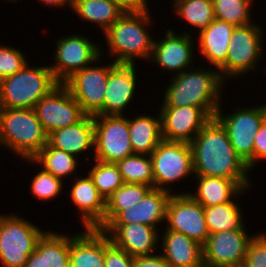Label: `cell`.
<instances>
[{
	"mask_svg": "<svg viewBox=\"0 0 266 267\" xmlns=\"http://www.w3.org/2000/svg\"><path fill=\"white\" fill-rule=\"evenodd\" d=\"M189 144L195 176L234 180L242 189L255 187L249 177L252 171L237 155L225 127L216 117L211 118Z\"/></svg>",
	"mask_w": 266,
	"mask_h": 267,
	"instance_id": "cell-1",
	"label": "cell"
},
{
	"mask_svg": "<svg viewBox=\"0 0 266 267\" xmlns=\"http://www.w3.org/2000/svg\"><path fill=\"white\" fill-rule=\"evenodd\" d=\"M194 65L180 74L171 76L162 93V104L158 107L195 106L201 108L210 118L216 116L224 100L226 83L219 69L211 66ZM207 67V68H206Z\"/></svg>",
	"mask_w": 266,
	"mask_h": 267,
	"instance_id": "cell-2",
	"label": "cell"
},
{
	"mask_svg": "<svg viewBox=\"0 0 266 267\" xmlns=\"http://www.w3.org/2000/svg\"><path fill=\"white\" fill-rule=\"evenodd\" d=\"M151 18H154L151 12H125L103 33L102 45L107 48L108 62L138 64V59L146 63L150 60L155 38L150 34L149 27L155 24Z\"/></svg>",
	"mask_w": 266,
	"mask_h": 267,
	"instance_id": "cell-3",
	"label": "cell"
},
{
	"mask_svg": "<svg viewBox=\"0 0 266 267\" xmlns=\"http://www.w3.org/2000/svg\"><path fill=\"white\" fill-rule=\"evenodd\" d=\"M47 143L34 109L0 108V147L5 151L22 160L33 159Z\"/></svg>",
	"mask_w": 266,
	"mask_h": 267,
	"instance_id": "cell-4",
	"label": "cell"
},
{
	"mask_svg": "<svg viewBox=\"0 0 266 267\" xmlns=\"http://www.w3.org/2000/svg\"><path fill=\"white\" fill-rule=\"evenodd\" d=\"M60 83L48 65L31 66L0 80V108H30Z\"/></svg>",
	"mask_w": 266,
	"mask_h": 267,
	"instance_id": "cell-5",
	"label": "cell"
},
{
	"mask_svg": "<svg viewBox=\"0 0 266 267\" xmlns=\"http://www.w3.org/2000/svg\"><path fill=\"white\" fill-rule=\"evenodd\" d=\"M263 29L259 22L234 28L226 61L218 68L225 82H234L235 78H243L248 72L259 70L261 60H264L263 54L266 55Z\"/></svg>",
	"mask_w": 266,
	"mask_h": 267,
	"instance_id": "cell-6",
	"label": "cell"
},
{
	"mask_svg": "<svg viewBox=\"0 0 266 267\" xmlns=\"http://www.w3.org/2000/svg\"><path fill=\"white\" fill-rule=\"evenodd\" d=\"M46 230L17 213L0 214V264L2 267H25Z\"/></svg>",
	"mask_w": 266,
	"mask_h": 267,
	"instance_id": "cell-7",
	"label": "cell"
},
{
	"mask_svg": "<svg viewBox=\"0 0 266 267\" xmlns=\"http://www.w3.org/2000/svg\"><path fill=\"white\" fill-rule=\"evenodd\" d=\"M150 157L154 188L177 194L178 189L175 192L173 188L175 183L185 182L192 176L195 180L192 150L189 143L162 140Z\"/></svg>",
	"mask_w": 266,
	"mask_h": 267,
	"instance_id": "cell-8",
	"label": "cell"
},
{
	"mask_svg": "<svg viewBox=\"0 0 266 267\" xmlns=\"http://www.w3.org/2000/svg\"><path fill=\"white\" fill-rule=\"evenodd\" d=\"M223 103L220 104L215 117L225 127L237 155L253 171L254 137L264 121V103L239 107L236 104L235 110L227 112L228 114L222 109Z\"/></svg>",
	"mask_w": 266,
	"mask_h": 267,
	"instance_id": "cell-9",
	"label": "cell"
},
{
	"mask_svg": "<svg viewBox=\"0 0 266 267\" xmlns=\"http://www.w3.org/2000/svg\"><path fill=\"white\" fill-rule=\"evenodd\" d=\"M103 47L100 45L98 59L90 66L75 72L63 83L86 115H104V96L109 70L116 63L112 61L104 65L100 63V61L107 60L104 59Z\"/></svg>",
	"mask_w": 266,
	"mask_h": 267,
	"instance_id": "cell-10",
	"label": "cell"
},
{
	"mask_svg": "<svg viewBox=\"0 0 266 267\" xmlns=\"http://www.w3.org/2000/svg\"><path fill=\"white\" fill-rule=\"evenodd\" d=\"M171 27L165 29L161 38H154L152 55L148 63L151 62L152 66L155 63L154 65L157 64L156 67H159L163 74L170 72L172 73L170 75L174 76L194 67L197 47H195L194 33L191 34L189 28L187 31L180 29L181 33H179Z\"/></svg>",
	"mask_w": 266,
	"mask_h": 267,
	"instance_id": "cell-11",
	"label": "cell"
},
{
	"mask_svg": "<svg viewBox=\"0 0 266 267\" xmlns=\"http://www.w3.org/2000/svg\"><path fill=\"white\" fill-rule=\"evenodd\" d=\"M64 35L56 40L52 64L49 65L59 83H64L75 72L90 66L100 57L101 43L78 33ZM88 37V38H87Z\"/></svg>",
	"mask_w": 266,
	"mask_h": 267,
	"instance_id": "cell-12",
	"label": "cell"
},
{
	"mask_svg": "<svg viewBox=\"0 0 266 267\" xmlns=\"http://www.w3.org/2000/svg\"><path fill=\"white\" fill-rule=\"evenodd\" d=\"M130 115L94 116V156L105 163H116L133 155L128 128Z\"/></svg>",
	"mask_w": 266,
	"mask_h": 267,
	"instance_id": "cell-13",
	"label": "cell"
},
{
	"mask_svg": "<svg viewBox=\"0 0 266 267\" xmlns=\"http://www.w3.org/2000/svg\"><path fill=\"white\" fill-rule=\"evenodd\" d=\"M33 109L47 135L57 129L76 124L86 116L63 83L41 98Z\"/></svg>",
	"mask_w": 266,
	"mask_h": 267,
	"instance_id": "cell-14",
	"label": "cell"
},
{
	"mask_svg": "<svg viewBox=\"0 0 266 267\" xmlns=\"http://www.w3.org/2000/svg\"><path fill=\"white\" fill-rule=\"evenodd\" d=\"M247 229L209 234L202 246L204 267H242L250 239Z\"/></svg>",
	"mask_w": 266,
	"mask_h": 267,
	"instance_id": "cell-15",
	"label": "cell"
},
{
	"mask_svg": "<svg viewBox=\"0 0 266 267\" xmlns=\"http://www.w3.org/2000/svg\"><path fill=\"white\" fill-rule=\"evenodd\" d=\"M164 226L168 230L184 234L202 246L209 236L204 207L189 193L171 195Z\"/></svg>",
	"mask_w": 266,
	"mask_h": 267,
	"instance_id": "cell-16",
	"label": "cell"
},
{
	"mask_svg": "<svg viewBox=\"0 0 266 267\" xmlns=\"http://www.w3.org/2000/svg\"><path fill=\"white\" fill-rule=\"evenodd\" d=\"M137 64H115L110 70L104 96V115H126L138 92ZM137 93V94H136ZM125 113V114H124Z\"/></svg>",
	"mask_w": 266,
	"mask_h": 267,
	"instance_id": "cell-17",
	"label": "cell"
},
{
	"mask_svg": "<svg viewBox=\"0 0 266 267\" xmlns=\"http://www.w3.org/2000/svg\"><path fill=\"white\" fill-rule=\"evenodd\" d=\"M162 138L165 141L190 143L211 119L195 106L160 107Z\"/></svg>",
	"mask_w": 266,
	"mask_h": 267,
	"instance_id": "cell-18",
	"label": "cell"
},
{
	"mask_svg": "<svg viewBox=\"0 0 266 267\" xmlns=\"http://www.w3.org/2000/svg\"><path fill=\"white\" fill-rule=\"evenodd\" d=\"M69 186V194L74 209L77 208L79 213V223L82 228L104 229V217L106 211V200L99 193L93 184L90 176L85 173V176L78 175L74 177Z\"/></svg>",
	"mask_w": 266,
	"mask_h": 267,
	"instance_id": "cell-19",
	"label": "cell"
},
{
	"mask_svg": "<svg viewBox=\"0 0 266 267\" xmlns=\"http://www.w3.org/2000/svg\"><path fill=\"white\" fill-rule=\"evenodd\" d=\"M103 231L130 256L158 253L160 231L155 227L141 223L108 224Z\"/></svg>",
	"mask_w": 266,
	"mask_h": 267,
	"instance_id": "cell-20",
	"label": "cell"
},
{
	"mask_svg": "<svg viewBox=\"0 0 266 267\" xmlns=\"http://www.w3.org/2000/svg\"><path fill=\"white\" fill-rule=\"evenodd\" d=\"M171 193L152 188L143 199L132 207L122 210L109 224L141 223L157 228L166 222L168 201Z\"/></svg>",
	"mask_w": 266,
	"mask_h": 267,
	"instance_id": "cell-21",
	"label": "cell"
},
{
	"mask_svg": "<svg viewBox=\"0 0 266 267\" xmlns=\"http://www.w3.org/2000/svg\"><path fill=\"white\" fill-rule=\"evenodd\" d=\"M48 143L59 150L65 151L79 160L85 156L93 159L94 155V116L86 115L76 124L69 125L51 132ZM92 153V157L91 154ZM83 157L80 155H82ZM88 154V155H87Z\"/></svg>",
	"mask_w": 266,
	"mask_h": 267,
	"instance_id": "cell-22",
	"label": "cell"
},
{
	"mask_svg": "<svg viewBox=\"0 0 266 267\" xmlns=\"http://www.w3.org/2000/svg\"><path fill=\"white\" fill-rule=\"evenodd\" d=\"M162 228L159 233L162 250L159 253L171 267H204L201 244L180 232Z\"/></svg>",
	"mask_w": 266,
	"mask_h": 267,
	"instance_id": "cell-23",
	"label": "cell"
},
{
	"mask_svg": "<svg viewBox=\"0 0 266 267\" xmlns=\"http://www.w3.org/2000/svg\"><path fill=\"white\" fill-rule=\"evenodd\" d=\"M69 262L76 267H105V232L83 228L72 234Z\"/></svg>",
	"mask_w": 266,
	"mask_h": 267,
	"instance_id": "cell-24",
	"label": "cell"
},
{
	"mask_svg": "<svg viewBox=\"0 0 266 267\" xmlns=\"http://www.w3.org/2000/svg\"><path fill=\"white\" fill-rule=\"evenodd\" d=\"M235 26L225 21L215 19L200 32L195 39L199 55L209 62V66L219 68L225 61L229 50L231 34Z\"/></svg>",
	"mask_w": 266,
	"mask_h": 267,
	"instance_id": "cell-25",
	"label": "cell"
},
{
	"mask_svg": "<svg viewBox=\"0 0 266 267\" xmlns=\"http://www.w3.org/2000/svg\"><path fill=\"white\" fill-rule=\"evenodd\" d=\"M71 235L49 229L38 240L25 267H67Z\"/></svg>",
	"mask_w": 266,
	"mask_h": 267,
	"instance_id": "cell-26",
	"label": "cell"
},
{
	"mask_svg": "<svg viewBox=\"0 0 266 267\" xmlns=\"http://www.w3.org/2000/svg\"><path fill=\"white\" fill-rule=\"evenodd\" d=\"M137 113L131 118L128 117V128L130 134L131 147L134 154L151 155L163 140L161 116L158 111L155 115Z\"/></svg>",
	"mask_w": 266,
	"mask_h": 267,
	"instance_id": "cell-27",
	"label": "cell"
},
{
	"mask_svg": "<svg viewBox=\"0 0 266 267\" xmlns=\"http://www.w3.org/2000/svg\"><path fill=\"white\" fill-rule=\"evenodd\" d=\"M195 191L182 189L178 194L189 193L203 207L231 202L243 189L234 181L209 176H194Z\"/></svg>",
	"mask_w": 266,
	"mask_h": 267,
	"instance_id": "cell-28",
	"label": "cell"
},
{
	"mask_svg": "<svg viewBox=\"0 0 266 267\" xmlns=\"http://www.w3.org/2000/svg\"><path fill=\"white\" fill-rule=\"evenodd\" d=\"M252 189H243L231 202L216 206L204 207V217L209 234L233 229H247L245 213L242 204H238L240 197ZM243 194V195H241Z\"/></svg>",
	"mask_w": 266,
	"mask_h": 267,
	"instance_id": "cell-29",
	"label": "cell"
},
{
	"mask_svg": "<svg viewBox=\"0 0 266 267\" xmlns=\"http://www.w3.org/2000/svg\"><path fill=\"white\" fill-rule=\"evenodd\" d=\"M71 11L81 22L96 24L102 34L125 13L113 0H78Z\"/></svg>",
	"mask_w": 266,
	"mask_h": 267,
	"instance_id": "cell-30",
	"label": "cell"
},
{
	"mask_svg": "<svg viewBox=\"0 0 266 267\" xmlns=\"http://www.w3.org/2000/svg\"><path fill=\"white\" fill-rule=\"evenodd\" d=\"M33 160L45 171L50 172L63 182L69 178L74 179L72 176L78 175L80 160L65 151L52 147L49 143L40 150Z\"/></svg>",
	"mask_w": 266,
	"mask_h": 267,
	"instance_id": "cell-31",
	"label": "cell"
},
{
	"mask_svg": "<svg viewBox=\"0 0 266 267\" xmlns=\"http://www.w3.org/2000/svg\"><path fill=\"white\" fill-rule=\"evenodd\" d=\"M171 5L172 13L198 32L216 19L212 0H171Z\"/></svg>",
	"mask_w": 266,
	"mask_h": 267,
	"instance_id": "cell-32",
	"label": "cell"
},
{
	"mask_svg": "<svg viewBox=\"0 0 266 267\" xmlns=\"http://www.w3.org/2000/svg\"><path fill=\"white\" fill-rule=\"evenodd\" d=\"M152 189L142 184L124 183L106 199L104 228L122 211L132 207Z\"/></svg>",
	"mask_w": 266,
	"mask_h": 267,
	"instance_id": "cell-33",
	"label": "cell"
},
{
	"mask_svg": "<svg viewBox=\"0 0 266 267\" xmlns=\"http://www.w3.org/2000/svg\"><path fill=\"white\" fill-rule=\"evenodd\" d=\"M116 165L125 183L148 185L154 188L150 155L133 154L117 161Z\"/></svg>",
	"mask_w": 266,
	"mask_h": 267,
	"instance_id": "cell-34",
	"label": "cell"
},
{
	"mask_svg": "<svg viewBox=\"0 0 266 267\" xmlns=\"http://www.w3.org/2000/svg\"><path fill=\"white\" fill-rule=\"evenodd\" d=\"M212 2L215 18L218 20L235 27L256 22L252 13L254 0H212Z\"/></svg>",
	"mask_w": 266,
	"mask_h": 267,
	"instance_id": "cell-35",
	"label": "cell"
},
{
	"mask_svg": "<svg viewBox=\"0 0 266 267\" xmlns=\"http://www.w3.org/2000/svg\"><path fill=\"white\" fill-rule=\"evenodd\" d=\"M90 163V171L88 174L93 181V184L105 200L112 195L125 182L116 163H105L92 159ZM91 165V166H90Z\"/></svg>",
	"mask_w": 266,
	"mask_h": 267,
	"instance_id": "cell-36",
	"label": "cell"
},
{
	"mask_svg": "<svg viewBox=\"0 0 266 267\" xmlns=\"http://www.w3.org/2000/svg\"><path fill=\"white\" fill-rule=\"evenodd\" d=\"M22 161L26 164H30V166L32 165L33 168L34 166L39 168L37 169V171H39H36V174L30 179L31 183L29 184L30 193H32V196L35 197V199L37 198L40 201L49 202L62 195L61 193L65 190V183L61 179L52 175L50 172L45 171L33 159H25Z\"/></svg>",
	"mask_w": 266,
	"mask_h": 267,
	"instance_id": "cell-37",
	"label": "cell"
},
{
	"mask_svg": "<svg viewBox=\"0 0 266 267\" xmlns=\"http://www.w3.org/2000/svg\"><path fill=\"white\" fill-rule=\"evenodd\" d=\"M27 57L18 47L0 44V80L20 71L29 62Z\"/></svg>",
	"mask_w": 266,
	"mask_h": 267,
	"instance_id": "cell-38",
	"label": "cell"
},
{
	"mask_svg": "<svg viewBox=\"0 0 266 267\" xmlns=\"http://www.w3.org/2000/svg\"><path fill=\"white\" fill-rule=\"evenodd\" d=\"M242 267H266V232L254 233Z\"/></svg>",
	"mask_w": 266,
	"mask_h": 267,
	"instance_id": "cell-39",
	"label": "cell"
},
{
	"mask_svg": "<svg viewBox=\"0 0 266 267\" xmlns=\"http://www.w3.org/2000/svg\"><path fill=\"white\" fill-rule=\"evenodd\" d=\"M105 267H134V257L117 247L106 233Z\"/></svg>",
	"mask_w": 266,
	"mask_h": 267,
	"instance_id": "cell-40",
	"label": "cell"
},
{
	"mask_svg": "<svg viewBox=\"0 0 266 267\" xmlns=\"http://www.w3.org/2000/svg\"><path fill=\"white\" fill-rule=\"evenodd\" d=\"M266 160V122L260 125L253 144V171L260 161ZM257 162V163H256Z\"/></svg>",
	"mask_w": 266,
	"mask_h": 267,
	"instance_id": "cell-41",
	"label": "cell"
},
{
	"mask_svg": "<svg viewBox=\"0 0 266 267\" xmlns=\"http://www.w3.org/2000/svg\"><path fill=\"white\" fill-rule=\"evenodd\" d=\"M124 12L147 13L151 12L149 8L150 0H113Z\"/></svg>",
	"mask_w": 266,
	"mask_h": 267,
	"instance_id": "cell-42",
	"label": "cell"
},
{
	"mask_svg": "<svg viewBox=\"0 0 266 267\" xmlns=\"http://www.w3.org/2000/svg\"><path fill=\"white\" fill-rule=\"evenodd\" d=\"M134 267H171L160 253L134 257Z\"/></svg>",
	"mask_w": 266,
	"mask_h": 267,
	"instance_id": "cell-43",
	"label": "cell"
},
{
	"mask_svg": "<svg viewBox=\"0 0 266 267\" xmlns=\"http://www.w3.org/2000/svg\"><path fill=\"white\" fill-rule=\"evenodd\" d=\"M41 3V5L43 4L44 7H52L53 8H64L66 9V7L70 8V10L72 9V5L67 1V0H37Z\"/></svg>",
	"mask_w": 266,
	"mask_h": 267,
	"instance_id": "cell-44",
	"label": "cell"
},
{
	"mask_svg": "<svg viewBox=\"0 0 266 267\" xmlns=\"http://www.w3.org/2000/svg\"><path fill=\"white\" fill-rule=\"evenodd\" d=\"M72 6L78 1V0H67Z\"/></svg>",
	"mask_w": 266,
	"mask_h": 267,
	"instance_id": "cell-45",
	"label": "cell"
},
{
	"mask_svg": "<svg viewBox=\"0 0 266 267\" xmlns=\"http://www.w3.org/2000/svg\"><path fill=\"white\" fill-rule=\"evenodd\" d=\"M264 121L266 122V104L264 103Z\"/></svg>",
	"mask_w": 266,
	"mask_h": 267,
	"instance_id": "cell-46",
	"label": "cell"
},
{
	"mask_svg": "<svg viewBox=\"0 0 266 267\" xmlns=\"http://www.w3.org/2000/svg\"><path fill=\"white\" fill-rule=\"evenodd\" d=\"M3 1H7V2H13V3H15V2H19L18 0H3ZM20 1H22V0H20Z\"/></svg>",
	"mask_w": 266,
	"mask_h": 267,
	"instance_id": "cell-47",
	"label": "cell"
},
{
	"mask_svg": "<svg viewBox=\"0 0 266 267\" xmlns=\"http://www.w3.org/2000/svg\"><path fill=\"white\" fill-rule=\"evenodd\" d=\"M67 267H76L73 264H71L70 262L68 263Z\"/></svg>",
	"mask_w": 266,
	"mask_h": 267,
	"instance_id": "cell-48",
	"label": "cell"
}]
</instances>
